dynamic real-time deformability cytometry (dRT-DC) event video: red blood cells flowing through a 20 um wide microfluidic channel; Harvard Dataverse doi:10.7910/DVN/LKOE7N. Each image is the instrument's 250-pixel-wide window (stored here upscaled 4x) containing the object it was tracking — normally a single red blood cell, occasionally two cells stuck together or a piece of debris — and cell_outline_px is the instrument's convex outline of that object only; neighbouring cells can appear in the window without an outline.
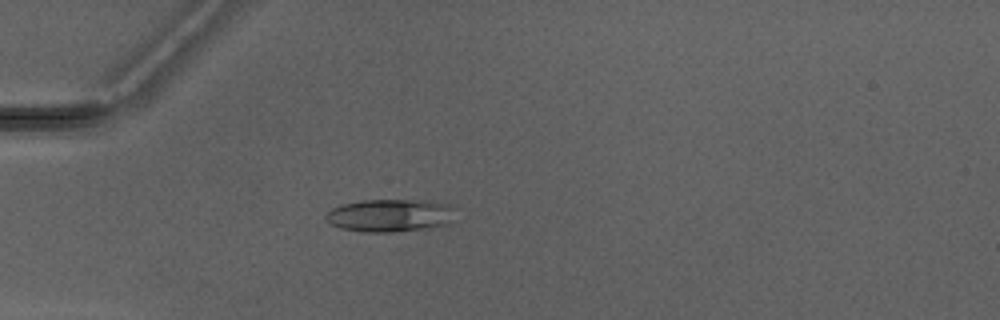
{"species": "Egyptian fruit bat (a non-hibernating species)", "species_latin": "Rousettus aegyptiacus", "temperature_condition": "warm", "stored_images_in_passage": 2, "camera_frame_rate_fps": 3000, "um_per_image_px": 0.085, "animal": {"sex": "male"}, "frame": {"image": 1, "passage_image": 2, "time_ms": 1.333, "image_size_px": [1000, 320], "cell_outline_px": [[452, 224], [424, 228], [392, 232], [364, 232], [340, 228], [324, 220], [324, 216], [332, 208], [344, 204], [364, 200], [424, 200], [448, 204], [452, 208]], "centroid_in_image_um": [33.13, 18.31], "position_along_channel_um": 51.9, "area_um2": 24.62}}